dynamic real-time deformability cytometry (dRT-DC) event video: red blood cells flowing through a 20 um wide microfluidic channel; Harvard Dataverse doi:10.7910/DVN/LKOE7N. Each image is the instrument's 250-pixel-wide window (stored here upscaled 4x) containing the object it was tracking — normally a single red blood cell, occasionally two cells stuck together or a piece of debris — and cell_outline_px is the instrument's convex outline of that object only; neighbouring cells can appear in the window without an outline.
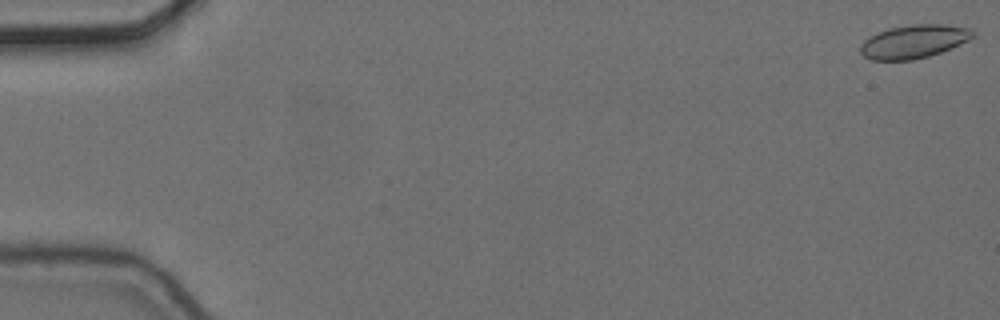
{"species": "common noctule bat (a hibernating species)", "species_latin": "Nyctalus noctula", "temperature_condition": "cold", "stored_images_in_passage": 9, "camera_frame_rate_fps": 3000, "um_per_image_px": 0.085, "animal": {"sex": "female", "body_mass_g": 24.6, "forearm_length_mm": 56.2}, "frame": {"image": 1, "passage_image": 1, "time_ms": 0.0, "image_size_px": [1000, 320], "cell_outline_px": [[976, 36], [960, 44], [940, 52], [928, 56], [912, 60], [872, 60], [864, 56], [860, 52], [860, 44], [864, 40], [888, 28], [912, 24], [944, 24], [972, 28], [976, 32]], "centroid_in_image_um": [77.71, 3.52], "position_along_channel_um": 7.3, "area_um2": 21.91}}
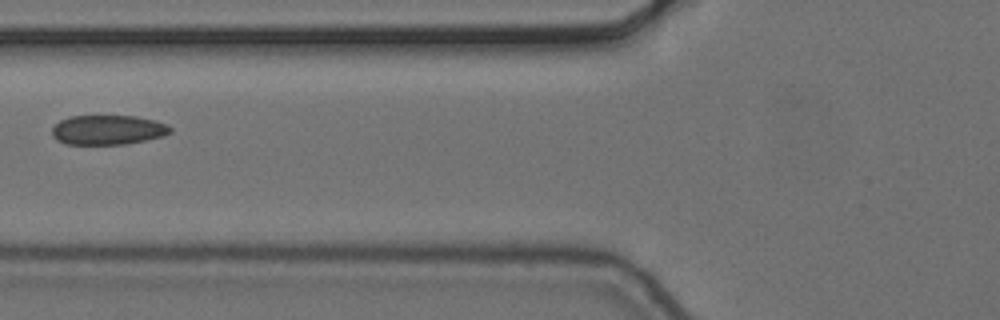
{"frame": {"image": 2, "passage_image": 6, "time_ms": 1.667, "image_size_px": [1000, 320], "cell_outline_px": [[172, 132], [164, 136], [124, 144], [64, 144], [56, 140], [52, 136], [52, 128], [60, 120], [68, 116], [136, 116], [156, 120], [168, 124], [172, 128]], "centroid_in_image_um": [9.18, 11.03], "position_along_channel_um": 116.6, "area_um2": 20.58}}
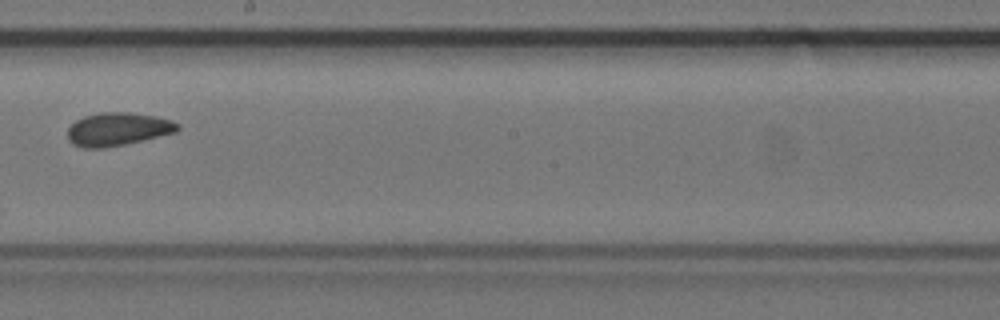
{"frame": {"image": 3, "passage_image": 9, "time_ms": 2.667, "image_size_px": [1000, 320], "cell_outline_px": [[180, 128], [176, 132], [124, 144], [104, 148], [80, 148], [72, 144], [68, 140], [68, 128], [76, 120], [84, 116], [100, 112], [128, 112], [156, 116], [172, 120], [180, 124]], "centroid_in_image_um": [10.0, 10.97], "position_along_channel_um": 238.2, "area_um2": 21.33}}